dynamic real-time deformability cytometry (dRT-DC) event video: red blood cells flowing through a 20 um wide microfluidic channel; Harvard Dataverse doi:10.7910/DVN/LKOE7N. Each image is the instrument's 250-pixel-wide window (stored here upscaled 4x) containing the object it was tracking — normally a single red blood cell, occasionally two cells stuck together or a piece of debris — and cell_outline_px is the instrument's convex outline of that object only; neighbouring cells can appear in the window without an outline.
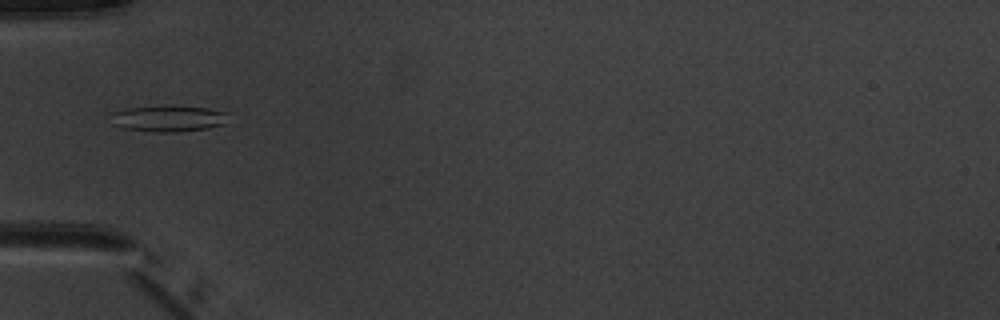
{"species": "common noctule bat (a hibernating species)", "species_latin": "Nyctalus noctula", "temperature_condition": "warm", "stored_images_in_passage": 5, "camera_frame_rate_fps": 3000, "um_per_image_px": 0.085, "animal": {"sex": "male", "body_mass_g": 20.1, "forearm_length_mm": 53.5}, "frame": {"image": 1, "passage_image": 5, "time_ms": 5.0, "image_size_px": [1000, 320], "cell_outline_px": [[224, 124], [208, 128], [176, 132], [152, 132], [124, 128], [112, 124], [112, 112], [124, 108], [160, 104], [172, 104], [208, 108], [224, 112]], "centroid_in_image_um": [14.22, 10.04], "position_along_channel_um": 70.8, "area_um2": 18.32}}